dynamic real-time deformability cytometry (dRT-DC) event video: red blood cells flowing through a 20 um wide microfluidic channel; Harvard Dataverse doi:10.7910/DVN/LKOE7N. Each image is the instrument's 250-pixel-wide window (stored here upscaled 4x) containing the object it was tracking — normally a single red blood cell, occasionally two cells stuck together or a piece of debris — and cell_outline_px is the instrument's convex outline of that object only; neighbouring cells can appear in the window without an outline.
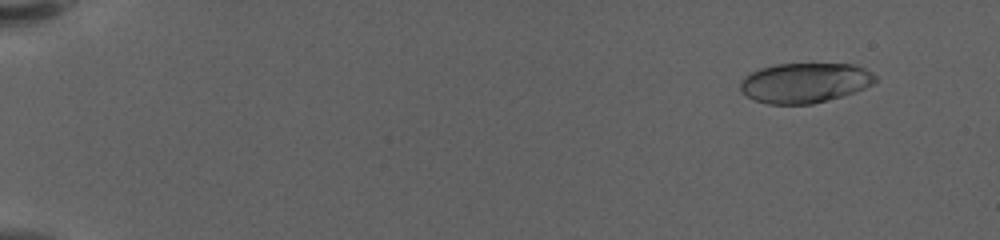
{"species": "human", "species_latin": "Homo sapiens", "temperature_condition": "warm", "stored_images_in_passage": 60, "camera_frame_rate_fps": 3000, "um_per_image_px": 0.085, "donor": {"sex": "female"}, "frame": {"image": 1, "passage_image": 6, "time_ms": 1.667, "image_size_px": [1000, 240], "cell_outline_px": [[876, 80], [872, 84], [864, 88], [840, 96], [812, 104], [768, 104], [756, 100], [748, 96], [740, 88], [740, 84], [744, 76], [760, 68], [776, 64], [852, 64], [864, 68], [872, 72], [876, 76]], "centroid_in_image_um": [68.41, 7.03], "position_along_channel_um": 16.6, "area_um2": 31.1}}
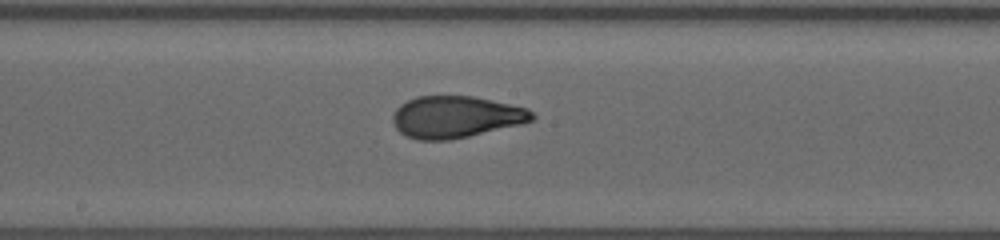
{"frame": {"image": 2, "passage_image": 35, "time_ms": 11.333, "image_size_px": [1000, 240], "cell_outline_px": [[536, 116], [532, 120], [520, 124], [468, 136], [448, 140], [420, 140], [408, 136], [400, 132], [396, 128], [392, 120], [392, 116], [396, 108], [400, 104], [416, 96], [472, 96], [528, 108]], "centroid_in_image_um": [38.72, 9.93], "position_along_channel_um": 209.5, "area_um2": 33.7}}
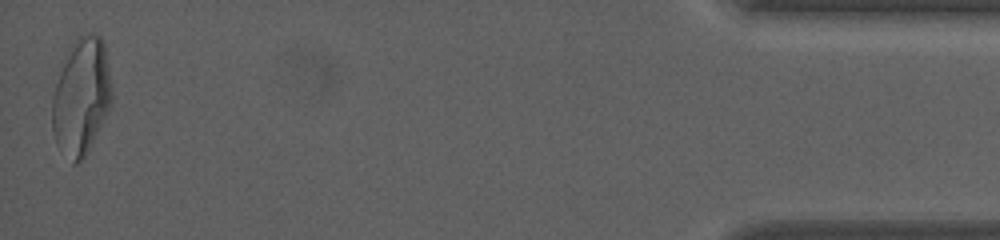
{"frame": {"image": 3, "passage_image": 60, "time_ms": 19.667, "image_size_px": [1000, 240], "cell_outline_px": [[112, 96], [108, 108], [88, 152], [84, 160], [76, 164], [72, 164], [56, 144], [52, 128], [52, 96], [60, 72], [72, 44], [76, 40], [88, 32], [92, 32], [100, 36], [104, 40], [112, 88]], "centroid_in_image_um": [6.91, 8.24], "position_along_channel_um": 428.3, "area_um2": 40.17}, "authors_computed_cell_mechanics": {"area_um2": 33.235, "velocity_mm_per_s": 3.5715, "shape_relaxation_time_tau1_ms": 6.2183, "shape_relaxation_time_tau2_ms": 0.9079, "deformation_change_tau1": 0.2471, "deformation_change_tau2": 0.0679}}